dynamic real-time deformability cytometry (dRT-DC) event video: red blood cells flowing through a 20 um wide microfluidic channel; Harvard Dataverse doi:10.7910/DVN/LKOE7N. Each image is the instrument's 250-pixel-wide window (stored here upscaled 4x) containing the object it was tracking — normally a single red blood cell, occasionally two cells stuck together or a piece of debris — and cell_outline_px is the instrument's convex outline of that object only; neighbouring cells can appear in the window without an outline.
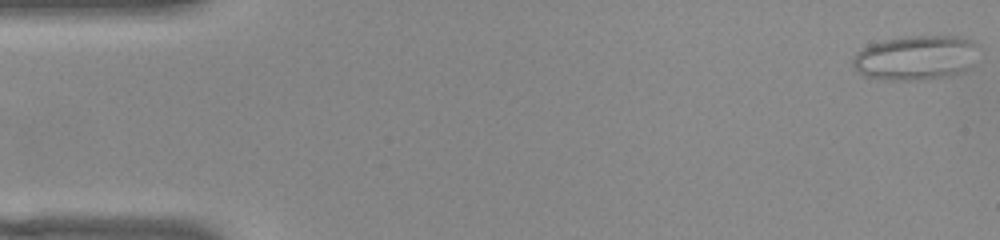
{"species": "common noctule bat (a hibernating species)", "species_latin": "Nyctalus noctula", "temperature_condition": "warm", "stored_images_in_passage": 53, "camera_frame_rate_fps": 3000, "um_per_image_px": 0.085, "animal": {"sex": "female", "body_mass_g": 22.0, "forearm_length_mm": 56.7}, "frame": {"image": 1, "passage_image": 1, "time_ms": 0.0, "image_size_px": [1000, 240], "cell_outline_px": [[972, 64], [968, 68], [960, 72], [944, 76], [924, 80], [884, 80], [864, 76], [852, 64], [852, 60], [856, 52], [868, 44], [884, 40], [904, 36], [960, 36], [972, 40]], "centroid_in_image_um": [77.73, 4.91], "position_along_channel_um": 7.3, "area_um2": 32.25}}
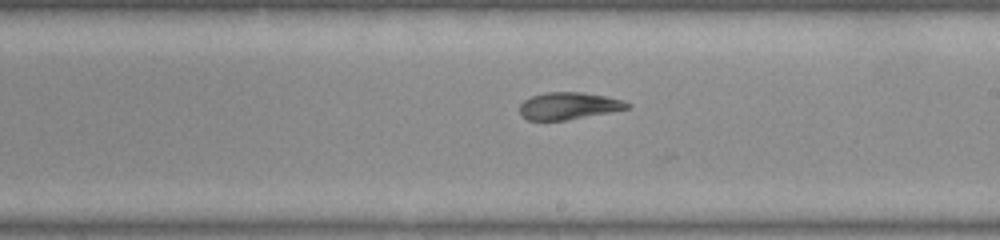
{"frame": {"image": 2, "passage_image": 30, "time_ms": 9.667, "image_size_px": [1000, 240], "cell_outline_px": [[632, 108], [564, 120], [528, 120], [520, 116], [520, 104], [524, 100], [532, 96], [544, 92], [580, 92], [604, 96], [620, 100], [632, 104]], "centroid_in_image_um": [48.31, 9.0], "position_along_channel_um": 240.7, "area_um2": 16.88}}
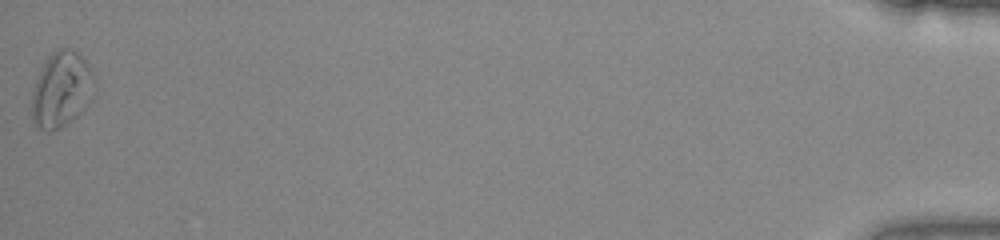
{"frame": {"image": 3, "passage_image": 53, "time_ms": 17.333, "image_size_px": [1000, 240], "cell_outline_px": [[96, 92], [92, 100], [76, 116], [60, 128], [48, 132], [40, 128], [32, 120], [32, 92], [36, 80], [48, 56], [52, 52], [60, 48], [72, 48], [88, 64], [92, 72], [96, 84]], "centroid_in_image_um": [5.25, 7.61], "position_along_channel_um": 429.9, "area_um2": 27.63}, "authors_computed_cell_mechanics": {"area_um2": 18.0336, "velocity_mm_per_s": 3.8201, "shape_relaxation_time_tau1_ms": null, "shape_relaxation_time_tau2_ms": 7.5458, "deformation_change_tau1": null, "deformation_change_tau2": 0.1663}}